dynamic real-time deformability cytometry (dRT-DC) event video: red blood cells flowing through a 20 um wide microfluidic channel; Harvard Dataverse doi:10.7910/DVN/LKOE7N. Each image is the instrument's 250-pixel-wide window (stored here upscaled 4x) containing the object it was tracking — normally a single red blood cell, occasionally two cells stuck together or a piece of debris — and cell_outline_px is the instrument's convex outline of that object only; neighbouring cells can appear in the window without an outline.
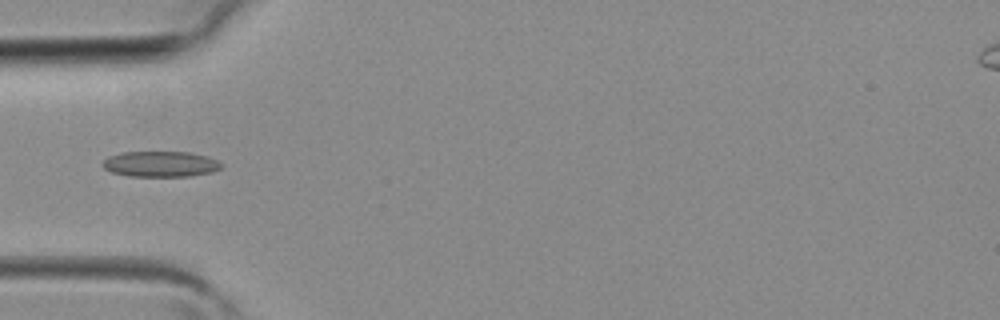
{"species": "common noctule bat (a hibernating species)", "species_latin": "Nyctalus noctula", "temperature_condition": "room temperature", "stored_images_in_passage": 2, "camera_frame_rate_fps": 3000, "um_per_image_px": 0.085, "animal": {"sex": "female", "body_mass_g": 19.3, "forearm_length_mm": 54.1}, "frame": {"image": 1, "passage_image": 2, "time_ms": 0.333, "image_size_px": [1000, 320], "cell_outline_px": [[224, 164], [220, 168], [212, 172], [188, 176], [128, 176], [112, 172], [104, 168], [100, 164], [108, 156], [124, 152], [188, 152], [208, 156]], "centroid_in_image_um": [13.63, 13.94], "position_along_channel_um": 71.4, "area_um2": 17.74}}